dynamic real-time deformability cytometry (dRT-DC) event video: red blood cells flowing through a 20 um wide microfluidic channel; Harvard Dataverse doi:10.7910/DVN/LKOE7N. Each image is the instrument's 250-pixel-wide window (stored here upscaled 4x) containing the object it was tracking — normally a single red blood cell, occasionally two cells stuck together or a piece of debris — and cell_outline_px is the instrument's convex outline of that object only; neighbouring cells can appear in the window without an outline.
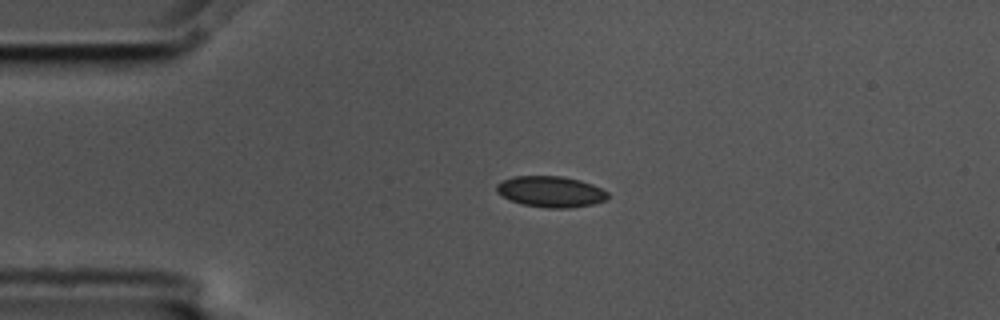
{"species": "common noctule bat (a hibernating species)", "species_latin": "Nyctalus noctula", "temperature_condition": "cold", "stored_images_in_passage": 4, "camera_frame_rate_fps": 3000, "um_per_image_px": 0.085, "animal": {"sex": "male", "body_mass_g": 17.5, "forearm_length_mm": 52.3}, "frame": {"image": 1, "passage_image": 3, "time_ms": 0.667, "image_size_px": [1000, 320], "cell_outline_px": [[608, 200], [592, 204], [568, 208], [548, 208], [524, 204], [512, 200], [496, 192], [496, 184], [512, 176], [564, 176], [580, 180], [592, 184], [608, 192]], "centroid_in_image_um": [46.84, 16.28], "position_along_channel_um": 38.2, "area_um2": 20.0}}